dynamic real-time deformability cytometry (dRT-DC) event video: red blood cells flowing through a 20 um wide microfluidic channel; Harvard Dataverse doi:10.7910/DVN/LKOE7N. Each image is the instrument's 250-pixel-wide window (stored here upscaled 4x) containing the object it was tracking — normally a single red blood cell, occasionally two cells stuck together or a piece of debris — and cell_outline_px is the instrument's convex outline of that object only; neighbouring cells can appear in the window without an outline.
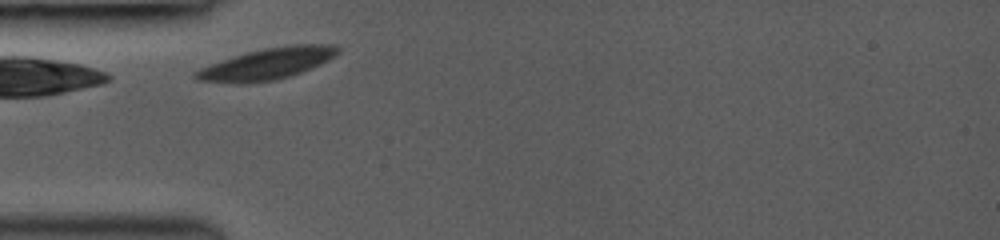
{"species": "common noctule bat (a hibernating species)", "species_latin": "Nyctalus noctula", "temperature_condition": "room temperature", "stored_images_in_passage": 21, "camera_frame_rate_fps": 3000, "um_per_image_px": 0.085, "animal": {"sex": "female", "body_mass_g": 19.0, "forearm_length_mm": 53.3}, "frame": {"image": 1, "passage_image": 1, "time_ms": 0.0, "image_size_px": [1000, 240], "cell_outline_px": [[340, 52], [328, 60], [300, 72], [288, 76], [272, 80], [244, 84], [236, 84], [196, 80], [192, 76], [192, 72], [200, 68], [248, 52], [264, 48], [296, 44], [336, 44], [340, 48]], "centroid_in_image_um": [22.69, 5.43], "position_along_channel_um": 62.3, "area_um2": 25.72}}
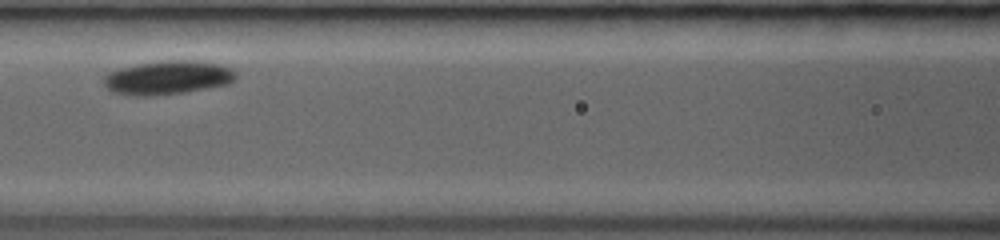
{"frame": {"image": 2, "passage_image": 5, "time_ms": 2.333, "image_size_px": [1000, 240], "cell_outline_px": [[236, 76], [228, 84], [208, 88], [184, 92], [148, 96], [132, 96], [112, 92], [104, 84], [104, 76], [120, 68], [136, 64], [168, 60], [196, 60], [220, 64], [232, 68], [236, 72]], "centroid_in_image_um": [14.27, 6.59], "position_along_channel_um": 152.3, "area_um2": 25.95}}
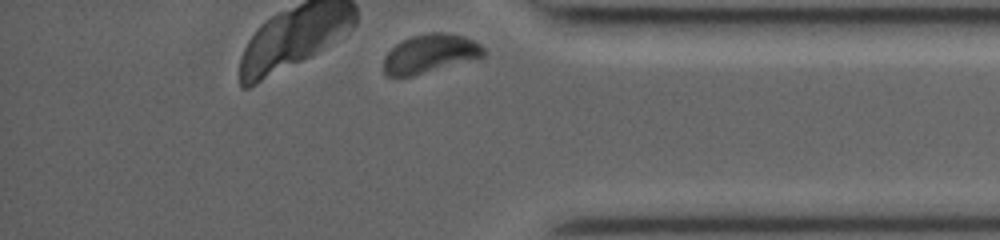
{"frame": {"image": 3, "passage_image": 21, "time_ms": 8.667, "image_size_px": [1000, 240], "cell_outline_px": [[484, 56], [412, 76], [388, 76], [384, 72], [384, 56], [396, 44], [412, 36], [432, 32], [444, 32], [464, 36], [480, 44], [484, 48]], "centroid_in_image_um": [36.54, 4.55], "position_along_channel_um": 398.7, "area_um2": 22.14}, "authors_computed_cell_mechanics": {"area_um2": 24.6806, "velocity_mm_per_s": 3.9275, "shape_relaxation_time_tau1_ms": 0.5863, "shape_relaxation_time_tau2_ms": null, "deformation_change_tau1": 0.0551, "deformation_change_tau2": null}}